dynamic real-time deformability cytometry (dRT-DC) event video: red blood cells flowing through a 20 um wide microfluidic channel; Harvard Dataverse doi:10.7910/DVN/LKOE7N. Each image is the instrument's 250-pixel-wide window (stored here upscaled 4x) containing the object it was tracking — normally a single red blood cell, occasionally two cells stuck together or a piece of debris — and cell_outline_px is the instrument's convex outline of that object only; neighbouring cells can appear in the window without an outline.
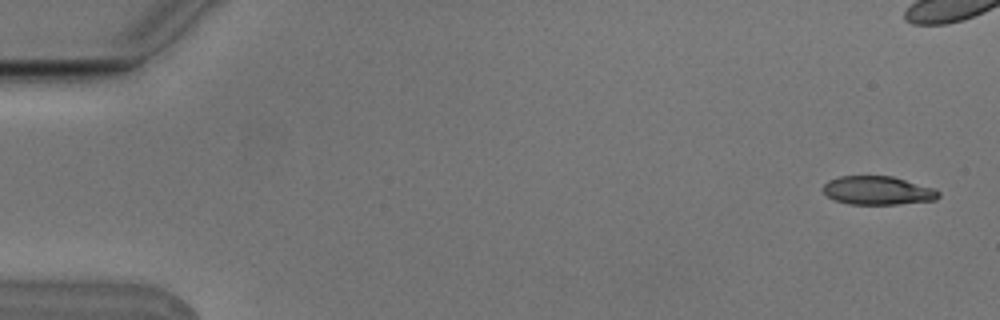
{"species": "Egyptian fruit bat (a non-hibernating species)", "species_latin": "Rousettus aegyptiacus", "temperature_condition": "cold", "stored_images_in_passage": 5, "camera_frame_rate_fps": 3000, "um_per_image_px": 0.085, "animal": {"sex": "male"}, "frame": {"image": 1, "passage_image": 1, "time_ms": 0.0, "image_size_px": [1000, 320], "cell_outline_px": [[940, 196], [936, 200], [900, 204], [848, 204], [836, 200], [828, 196], [820, 188], [828, 180], [840, 176], [892, 176], [936, 188], [940, 192]], "centroid_in_image_um": [74.63, 16.19], "position_along_channel_um": 10.4, "area_um2": 19.42}}
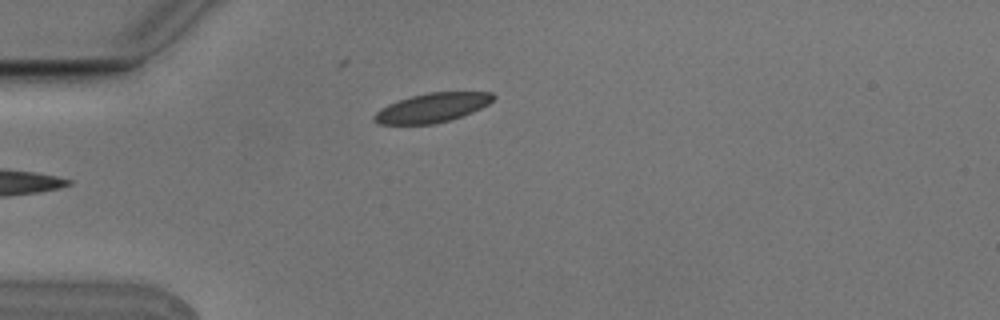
{"frame": {"image": 2, "passage_image": 5, "time_ms": 1.333, "image_size_px": [1000, 320], "cell_outline_px": [[496, 96], [488, 104], [472, 112], [436, 124], [376, 124], [372, 120], [372, 116], [380, 108], [388, 104], [412, 96], [428, 92], [492, 92]], "centroid_in_image_um": [36.7, 9.16], "position_along_channel_um": 48.3, "area_um2": 20.17}}